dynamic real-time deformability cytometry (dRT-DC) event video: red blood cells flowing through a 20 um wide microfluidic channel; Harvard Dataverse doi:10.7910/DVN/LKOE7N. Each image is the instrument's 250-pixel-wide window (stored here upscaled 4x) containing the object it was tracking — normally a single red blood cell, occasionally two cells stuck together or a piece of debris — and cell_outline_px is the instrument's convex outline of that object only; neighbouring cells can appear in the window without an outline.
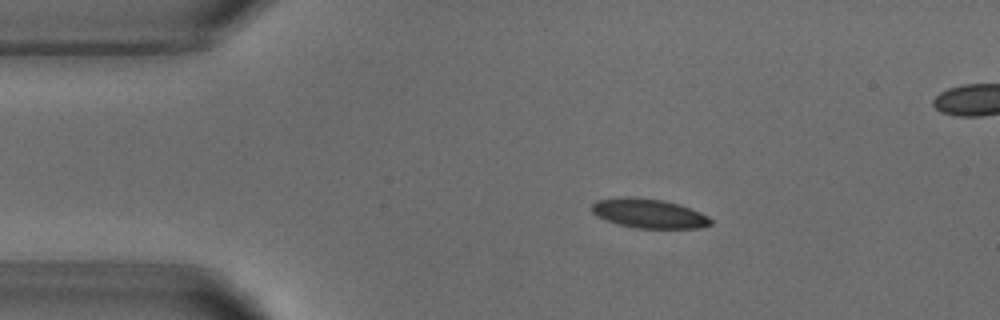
{"species": "common noctule bat (a hibernating species)", "species_latin": "Nyctalus noctula", "temperature_condition": "warm", "stored_images_in_passage": 4, "camera_frame_rate_fps": 3000, "um_per_image_px": 0.085, "animal": {"sex": "male", "body_mass_g": 18.8}, "frame": {"image": 1, "passage_image": 2, "time_ms": 1.0, "image_size_px": [1000, 320], "cell_outline_px": [[712, 224], [700, 228], [636, 228], [616, 224], [596, 216], [592, 212], [592, 204], [596, 200], [660, 200], [680, 204], [700, 212], [708, 216], [712, 220]], "centroid_in_image_um": [55.23, 18.21], "position_along_channel_um": 29.8, "area_um2": 19.42}}
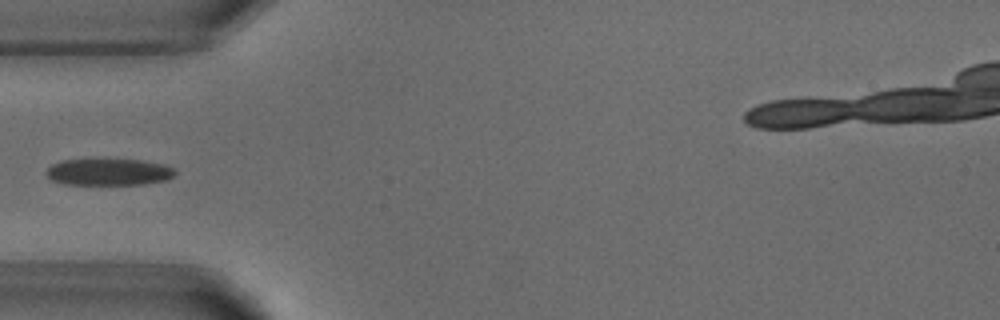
{"frame": {"image": 2, "passage_image": 4, "time_ms": 3.333, "image_size_px": [1000, 320], "cell_outline_px": [[176, 172], [168, 180], [144, 184], [64, 184], [52, 180], [44, 172], [52, 164], [64, 160], [92, 156], [96, 156], [144, 160], [164, 164], [172, 168]], "centroid_in_image_um": [9.21, 14.56], "position_along_channel_um": 75.8, "area_um2": 21.1}}